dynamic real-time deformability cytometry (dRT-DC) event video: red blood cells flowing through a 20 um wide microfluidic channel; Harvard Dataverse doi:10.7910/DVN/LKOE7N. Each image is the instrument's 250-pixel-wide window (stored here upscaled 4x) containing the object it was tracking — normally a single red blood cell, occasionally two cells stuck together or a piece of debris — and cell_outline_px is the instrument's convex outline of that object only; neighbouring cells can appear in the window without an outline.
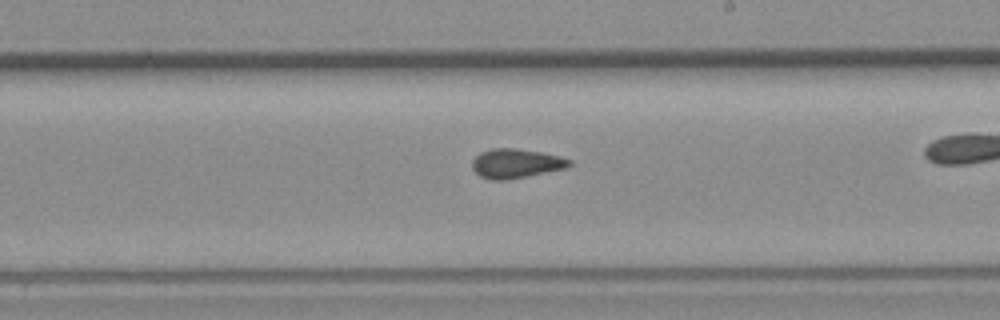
{"species": "common noctule bat (a hibernating species)", "species_latin": "Nyctalus noctula", "temperature_condition": "room temperature", "stored_images_in_passage": 41, "camera_frame_rate_fps": 3000, "um_per_image_px": 0.085, "animal": {"sex": "female", "body_mass_g": 19.3, "forearm_length_mm": 54.1}, "frame": {"image": 1, "passage_image": 30, "time_ms": 9.667, "image_size_px": [1000, 320], "cell_outline_px": [[572, 164], [568, 168], [508, 180], [492, 180], [480, 176], [472, 168], [472, 160], [480, 152], [492, 148], [516, 148], [540, 152], [560, 156], [572, 160]], "centroid_in_image_um": [43.87, 13.89], "position_along_channel_um": 245.1, "area_um2": 16.76}}